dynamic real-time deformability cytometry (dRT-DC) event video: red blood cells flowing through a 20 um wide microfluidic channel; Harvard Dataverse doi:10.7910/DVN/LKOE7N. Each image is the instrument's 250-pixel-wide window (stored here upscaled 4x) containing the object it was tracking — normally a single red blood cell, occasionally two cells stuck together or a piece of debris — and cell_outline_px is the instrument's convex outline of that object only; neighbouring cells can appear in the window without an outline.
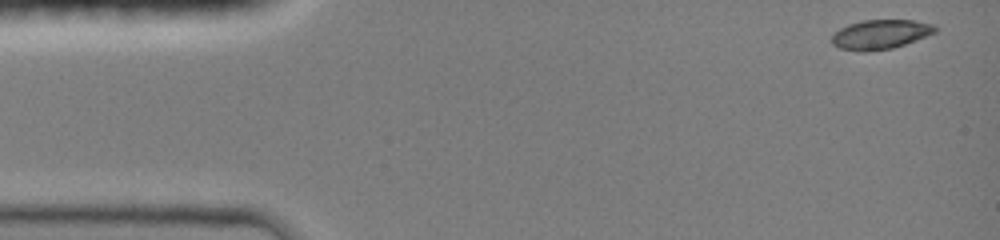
{"species": "common noctule bat (a hibernating species)", "species_latin": "Nyctalus noctula", "temperature_condition": "room temperature", "stored_images_in_passage": 16, "camera_frame_rate_fps": 3000, "um_per_image_px": 0.085, "animal": {"sex": "female", "body_mass_g": 19.0, "forearm_length_mm": 51.5}, "frame": {"image": 1, "passage_image": 1, "time_ms": 0.0, "image_size_px": [1000, 240], "cell_outline_px": [[936, 32], [904, 44], [892, 48], [868, 52], [864, 52], [840, 48], [832, 44], [832, 36], [840, 28], [848, 24], [864, 20], [912, 20], [932, 24], [936, 28]], "centroid_in_image_um": [74.81, 2.92], "position_along_channel_um": 10.2, "area_um2": 17.51}}
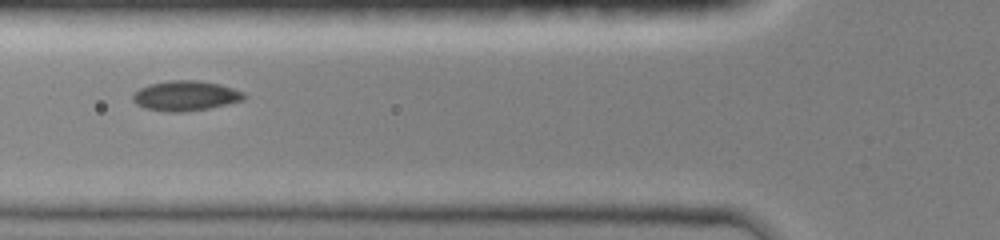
{"frame": {"image": 2, "passage_image": 12, "time_ms": 5.0, "image_size_px": [1000, 240], "cell_outline_px": [[248, 96], [244, 100], [208, 108], [180, 112], [172, 112], [144, 108], [136, 104], [132, 100], [132, 92], [148, 84], [168, 80], [196, 80], [220, 84], [244, 92]], "centroid_in_image_um": [15.75, 8.13], "position_along_channel_um": 110.1, "area_um2": 19.54}}
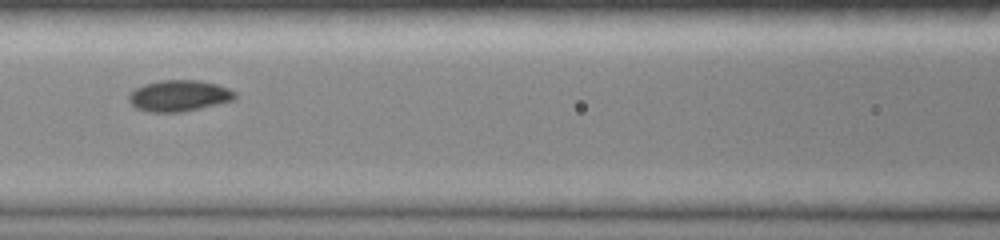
{"frame": {"image": 3, "passage_image": 14, "time_ms": 6.0, "image_size_px": [1000, 240], "cell_outline_px": [[236, 100], [200, 108], [180, 112], [152, 112], [136, 108], [128, 100], [128, 96], [136, 88], [144, 84], [160, 80], [200, 80], [216, 84], [228, 88], [236, 92]], "centroid_in_image_um": [15.24, 8.13], "position_along_channel_um": 151.4, "area_um2": 19.31}}